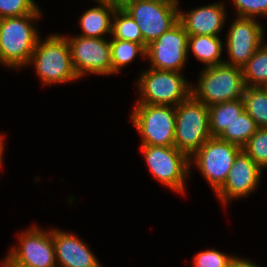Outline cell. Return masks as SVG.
<instances>
[{
    "instance_id": "obj_1",
    "label": "cell",
    "mask_w": 267,
    "mask_h": 267,
    "mask_svg": "<svg viewBox=\"0 0 267 267\" xmlns=\"http://www.w3.org/2000/svg\"><path fill=\"white\" fill-rule=\"evenodd\" d=\"M41 14L0 19V63L10 68L29 65L40 37L34 22L41 18Z\"/></svg>"
},
{
    "instance_id": "obj_2",
    "label": "cell",
    "mask_w": 267,
    "mask_h": 267,
    "mask_svg": "<svg viewBox=\"0 0 267 267\" xmlns=\"http://www.w3.org/2000/svg\"><path fill=\"white\" fill-rule=\"evenodd\" d=\"M37 41L29 64L44 85L68 83L80 79L73 67L70 47L64 35L51 34Z\"/></svg>"
},
{
    "instance_id": "obj_3",
    "label": "cell",
    "mask_w": 267,
    "mask_h": 267,
    "mask_svg": "<svg viewBox=\"0 0 267 267\" xmlns=\"http://www.w3.org/2000/svg\"><path fill=\"white\" fill-rule=\"evenodd\" d=\"M198 79L192 96L206 106L240 99L246 87L242 68L226 63L204 67Z\"/></svg>"
},
{
    "instance_id": "obj_4",
    "label": "cell",
    "mask_w": 267,
    "mask_h": 267,
    "mask_svg": "<svg viewBox=\"0 0 267 267\" xmlns=\"http://www.w3.org/2000/svg\"><path fill=\"white\" fill-rule=\"evenodd\" d=\"M174 146L191 158L210 139L209 109L192 95L175 106Z\"/></svg>"
},
{
    "instance_id": "obj_5",
    "label": "cell",
    "mask_w": 267,
    "mask_h": 267,
    "mask_svg": "<svg viewBox=\"0 0 267 267\" xmlns=\"http://www.w3.org/2000/svg\"><path fill=\"white\" fill-rule=\"evenodd\" d=\"M180 72L149 68L140 73L137 104L177 106L191 95L192 84Z\"/></svg>"
},
{
    "instance_id": "obj_6",
    "label": "cell",
    "mask_w": 267,
    "mask_h": 267,
    "mask_svg": "<svg viewBox=\"0 0 267 267\" xmlns=\"http://www.w3.org/2000/svg\"><path fill=\"white\" fill-rule=\"evenodd\" d=\"M130 117L141 145L174 146L175 106L136 104Z\"/></svg>"
},
{
    "instance_id": "obj_7",
    "label": "cell",
    "mask_w": 267,
    "mask_h": 267,
    "mask_svg": "<svg viewBox=\"0 0 267 267\" xmlns=\"http://www.w3.org/2000/svg\"><path fill=\"white\" fill-rule=\"evenodd\" d=\"M178 6L169 0H133L125 9L140 27L145 49L179 22Z\"/></svg>"
},
{
    "instance_id": "obj_8",
    "label": "cell",
    "mask_w": 267,
    "mask_h": 267,
    "mask_svg": "<svg viewBox=\"0 0 267 267\" xmlns=\"http://www.w3.org/2000/svg\"><path fill=\"white\" fill-rule=\"evenodd\" d=\"M150 172L173 191L184 193L185 178L190 175V158L175 146L141 145Z\"/></svg>"
},
{
    "instance_id": "obj_9",
    "label": "cell",
    "mask_w": 267,
    "mask_h": 267,
    "mask_svg": "<svg viewBox=\"0 0 267 267\" xmlns=\"http://www.w3.org/2000/svg\"><path fill=\"white\" fill-rule=\"evenodd\" d=\"M241 150L236 144L211 137L190 158V165L194 162L209 185L217 192L225 183L233 161Z\"/></svg>"
},
{
    "instance_id": "obj_10",
    "label": "cell",
    "mask_w": 267,
    "mask_h": 267,
    "mask_svg": "<svg viewBox=\"0 0 267 267\" xmlns=\"http://www.w3.org/2000/svg\"><path fill=\"white\" fill-rule=\"evenodd\" d=\"M71 52L73 67L79 78L86 73L111 75V45L105 38L65 36Z\"/></svg>"
},
{
    "instance_id": "obj_11",
    "label": "cell",
    "mask_w": 267,
    "mask_h": 267,
    "mask_svg": "<svg viewBox=\"0 0 267 267\" xmlns=\"http://www.w3.org/2000/svg\"><path fill=\"white\" fill-rule=\"evenodd\" d=\"M188 37L183 25L178 22L146 48V58L152 69L182 71L188 57Z\"/></svg>"
},
{
    "instance_id": "obj_12",
    "label": "cell",
    "mask_w": 267,
    "mask_h": 267,
    "mask_svg": "<svg viewBox=\"0 0 267 267\" xmlns=\"http://www.w3.org/2000/svg\"><path fill=\"white\" fill-rule=\"evenodd\" d=\"M264 27L256 18L236 17L226 37L229 56L224 63L243 68L257 49L265 43Z\"/></svg>"
},
{
    "instance_id": "obj_13",
    "label": "cell",
    "mask_w": 267,
    "mask_h": 267,
    "mask_svg": "<svg viewBox=\"0 0 267 267\" xmlns=\"http://www.w3.org/2000/svg\"><path fill=\"white\" fill-rule=\"evenodd\" d=\"M18 238L19 245L9 251L16 261L31 267H57L52 229L43 231L34 225Z\"/></svg>"
},
{
    "instance_id": "obj_14",
    "label": "cell",
    "mask_w": 267,
    "mask_h": 267,
    "mask_svg": "<svg viewBox=\"0 0 267 267\" xmlns=\"http://www.w3.org/2000/svg\"><path fill=\"white\" fill-rule=\"evenodd\" d=\"M261 176L262 169L241 150L233 161L225 183L216 195L223 205L230 199L243 198L256 190Z\"/></svg>"
},
{
    "instance_id": "obj_15",
    "label": "cell",
    "mask_w": 267,
    "mask_h": 267,
    "mask_svg": "<svg viewBox=\"0 0 267 267\" xmlns=\"http://www.w3.org/2000/svg\"><path fill=\"white\" fill-rule=\"evenodd\" d=\"M57 267H103L76 234L52 229Z\"/></svg>"
},
{
    "instance_id": "obj_16",
    "label": "cell",
    "mask_w": 267,
    "mask_h": 267,
    "mask_svg": "<svg viewBox=\"0 0 267 267\" xmlns=\"http://www.w3.org/2000/svg\"><path fill=\"white\" fill-rule=\"evenodd\" d=\"M212 3L182 12L179 9V22L189 36H218L226 20L225 5Z\"/></svg>"
},
{
    "instance_id": "obj_17",
    "label": "cell",
    "mask_w": 267,
    "mask_h": 267,
    "mask_svg": "<svg viewBox=\"0 0 267 267\" xmlns=\"http://www.w3.org/2000/svg\"><path fill=\"white\" fill-rule=\"evenodd\" d=\"M96 7L90 8L81 16L79 23L82 33L78 36L89 38H105L106 33L111 35L114 9L97 1Z\"/></svg>"
},
{
    "instance_id": "obj_18",
    "label": "cell",
    "mask_w": 267,
    "mask_h": 267,
    "mask_svg": "<svg viewBox=\"0 0 267 267\" xmlns=\"http://www.w3.org/2000/svg\"><path fill=\"white\" fill-rule=\"evenodd\" d=\"M223 42L219 36L191 35L188 37V52L203 62L205 67L224 63L221 60Z\"/></svg>"
},
{
    "instance_id": "obj_19",
    "label": "cell",
    "mask_w": 267,
    "mask_h": 267,
    "mask_svg": "<svg viewBox=\"0 0 267 267\" xmlns=\"http://www.w3.org/2000/svg\"><path fill=\"white\" fill-rule=\"evenodd\" d=\"M212 137H219L244 110L242 98L208 106Z\"/></svg>"
},
{
    "instance_id": "obj_20",
    "label": "cell",
    "mask_w": 267,
    "mask_h": 267,
    "mask_svg": "<svg viewBox=\"0 0 267 267\" xmlns=\"http://www.w3.org/2000/svg\"><path fill=\"white\" fill-rule=\"evenodd\" d=\"M246 87L267 86V43H263L242 68Z\"/></svg>"
},
{
    "instance_id": "obj_21",
    "label": "cell",
    "mask_w": 267,
    "mask_h": 267,
    "mask_svg": "<svg viewBox=\"0 0 267 267\" xmlns=\"http://www.w3.org/2000/svg\"><path fill=\"white\" fill-rule=\"evenodd\" d=\"M242 100L244 110L259 128H267V88L245 87Z\"/></svg>"
},
{
    "instance_id": "obj_22",
    "label": "cell",
    "mask_w": 267,
    "mask_h": 267,
    "mask_svg": "<svg viewBox=\"0 0 267 267\" xmlns=\"http://www.w3.org/2000/svg\"><path fill=\"white\" fill-rule=\"evenodd\" d=\"M258 128L254 119L244 111L226 127L218 138L236 144L242 148Z\"/></svg>"
},
{
    "instance_id": "obj_23",
    "label": "cell",
    "mask_w": 267,
    "mask_h": 267,
    "mask_svg": "<svg viewBox=\"0 0 267 267\" xmlns=\"http://www.w3.org/2000/svg\"><path fill=\"white\" fill-rule=\"evenodd\" d=\"M110 45L112 74L119 73L122 67L132 63L137 54L146 58V49L136 42L112 38Z\"/></svg>"
},
{
    "instance_id": "obj_24",
    "label": "cell",
    "mask_w": 267,
    "mask_h": 267,
    "mask_svg": "<svg viewBox=\"0 0 267 267\" xmlns=\"http://www.w3.org/2000/svg\"><path fill=\"white\" fill-rule=\"evenodd\" d=\"M111 36L114 39L136 42L144 47L140 27L125 10H115L112 17Z\"/></svg>"
},
{
    "instance_id": "obj_25",
    "label": "cell",
    "mask_w": 267,
    "mask_h": 267,
    "mask_svg": "<svg viewBox=\"0 0 267 267\" xmlns=\"http://www.w3.org/2000/svg\"><path fill=\"white\" fill-rule=\"evenodd\" d=\"M242 150L261 168H267V128H258Z\"/></svg>"
},
{
    "instance_id": "obj_26",
    "label": "cell",
    "mask_w": 267,
    "mask_h": 267,
    "mask_svg": "<svg viewBox=\"0 0 267 267\" xmlns=\"http://www.w3.org/2000/svg\"><path fill=\"white\" fill-rule=\"evenodd\" d=\"M243 257L227 255L215 249L197 253L193 263L198 267H236Z\"/></svg>"
},
{
    "instance_id": "obj_27",
    "label": "cell",
    "mask_w": 267,
    "mask_h": 267,
    "mask_svg": "<svg viewBox=\"0 0 267 267\" xmlns=\"http://www.w3.org/2000/svg\"><path fill=\"white\" fill-rule=\"evenodd\" d=\"M41 13L34 0H0V19Z\"/></svg>"
},
{
    "instance_id": "obj_28",
    "label": "cell",
    "mask_w": 267,
    "mask_h": 267,
    "mask_svg": "<svg viewBox=\"0 0 267 267\" xmlns=\"http://www.w3.org/2000/svg\"><path fill=\"white\" fill-rule=\"evenodd\" d=\"M236 8V16L256 18L267 16V0H232Z\"/></svg>"
},
{
    "instance_id": "obj_29",
    "label": "cell",
    "mask_w": 267,
    "mask_h": 267,
    "mask_svg": "<svg viewBox=\"0 0 267 267\" xmlns=\"http://www.w3.org/2000/svg\"><path fill=\"white\" fill-rule=\"evenodd\" d=\"M106 4L114 10H125L133 0H95Z\"/></svg>"
},
{
    "instance_id": "obj_30",
    "label": "cell",
    "mask_w": 267,
    "mask_h": 267,
    "mask_svg": "<svg viewBox=\"0 0 267 267\" xmlns=\"http://www.w3.org/2000/svg\"><path fill=\"white\" fill-rule=\"evenodd\" d=\"M2 263V267H31L29 265L16 261L9 253L4 259V262L2 261Z\"/></svg>"
},
{
    "instance_id": "obj_31",
    "label": "cell",
    "mask_w": 267,
    "mask_h": 267,
    "mask_svg": "<svg viewBox=\"0 0 267 267\" xmlns=\"http://www.w3.org/2000/svg\"><path fill=\"white\" fill-rule=\"evenodd\" d=\"M236 267H261L257 265L255 262L250 261L248 259L243 258Z\"/></svg>"
},
{
    "instance_id": "obj_32",
    "label": "cell",
    "mask_w": 267,
    "mask_h": 267,
    "mask_svg": "<svg viewBox=\"0 0 267 267\" xmlns=\"http://www.w3.org/2000/svg\"><path fill=\"white\" fill-rule=\"evenodd\" d=\"M3 135L0 134V163L3 162V151H4V143H3Z\"/></svg>"
},
{
    "instance_id": "obj_33",
    "label": "cell",
    "mask_w": 267,
    "mask_h": 267,
    "mask_svg": "<svg viewBox=\"0 0 267 267\" xmlns=\"http://www.w3.org/2000/svg\"><path fill=\"white\" fill-rule=\"evenodd\" d=\"M169 1H172V2H176V3H179L178 0H169Z\"/></svg>"
}]
</instances>
